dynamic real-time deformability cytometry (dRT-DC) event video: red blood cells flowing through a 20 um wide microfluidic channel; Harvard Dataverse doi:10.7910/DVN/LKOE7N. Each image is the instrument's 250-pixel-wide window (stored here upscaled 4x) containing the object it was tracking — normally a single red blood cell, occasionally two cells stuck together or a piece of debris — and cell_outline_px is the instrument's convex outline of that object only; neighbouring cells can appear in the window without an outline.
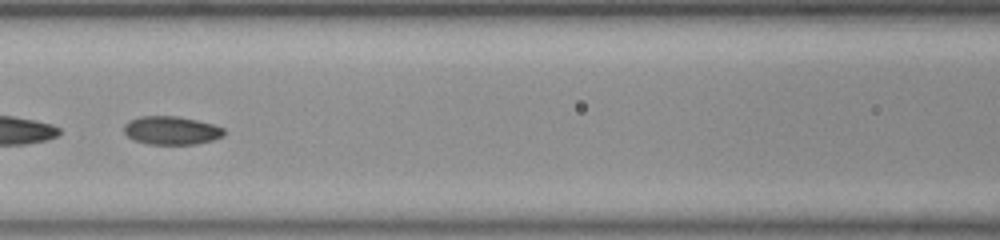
{"species": "common noctule bat (a hibernating species)", "species_latin": "Nyctalus noctula", "temperature_condition": "room temperature", "stored_images_in_passage": 51, "segment_of_instrument_passage": [2, 2], "camera_frame_rate_fps": 3000, "um_per_image_px": 0.085, "animal": {"sex": "female", "body_mass_g": 23.0, "forearm_length_mm": 53.4}, "frame": {"image": 1, "passage_image": 23, "time_ms": 7.333, "image_size_px": [1000, 240], "cell_outline_px": [[224, 136], [212, 140], [196, 144], [148, 144], [132, 140], [124, 132], [124, 124], [128, 120], [140, 116], [176, 116], [196, 120], [212, 124], [224, 128]], "centroid_in_image_um": [14.54, 11.09], "position_along_channel_um": 152.1, "area_um2": 16.59}}
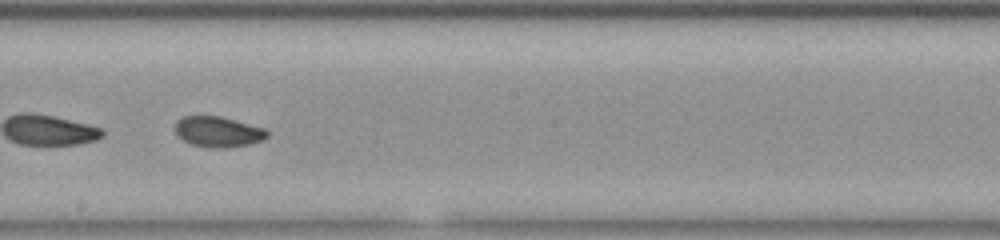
{"frame": {"image": 2, "passage_image": 29, "time_ms": 9.333, "image_size_px": [1000, 240], "cell_outline_px": [[268, 136], [264, 140], [248, 144], [224, 148], [208, 148], [192, 144], [184, 140], [176, 132], [176, 120], [184, 116], [220, 116], [264, 128], [268, 132]], "centroid_in_image_um": [18.55, 11.2], "position_along_channel_um": 229.6, "area_um2": 16.24}}